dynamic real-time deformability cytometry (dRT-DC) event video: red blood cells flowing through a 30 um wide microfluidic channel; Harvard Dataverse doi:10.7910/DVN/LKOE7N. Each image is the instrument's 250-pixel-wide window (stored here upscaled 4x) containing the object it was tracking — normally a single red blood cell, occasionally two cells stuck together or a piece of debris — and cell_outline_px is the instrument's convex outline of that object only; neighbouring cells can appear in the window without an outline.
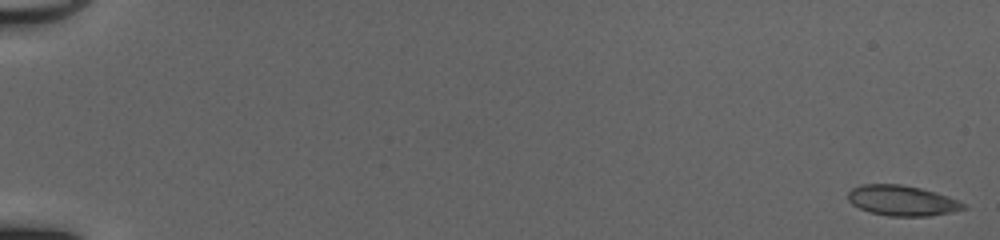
{"species": "common noctule bat (a hibernating species)", "species_latin": "Nyctalus noctula", "temperature_condition": "cold", "stored_images_in_passage": 52, "camera_frame_rate_fps": 3000, "um_per_image_px": 0.085, "animal": {"sex": "female", "body_mass_g": 20.0, "forearm_length_mm": 54.0}, "frame": {"image": 1, "passage_image": 1, "time_ms": 0.0, "image_size_px": [1000, 240], "cell_outline_px": [[968, 208], [952, 212], [928, 216], [888, 216], [868, 212], [852, 204], [848, 200], [848, 192], [852, 188], [860, 184], [900, 184], [920, 188], [936, 192], [948, 196], [964, 204]], "centroid_in_image_um": [76.65, 17.05], "position_along_channel_um": 8.3, "area_um2": 20.46}}
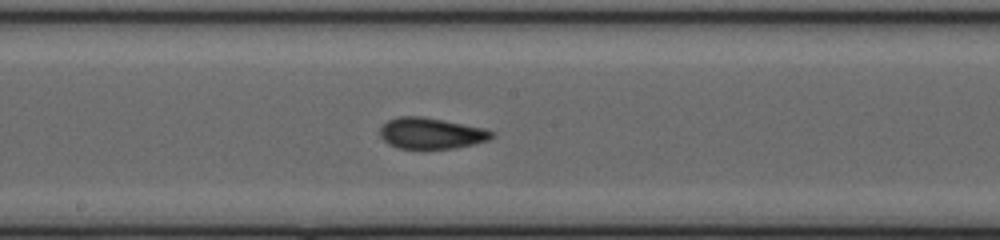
{"frame": {"image": 2, "passage_image": 30, "time_ms": 9.667, "image_size_px": [1000, 240], "cell_outline_px": [[496, 132], [488, 140], [456, 148], [396, 148], [388, 144], [380, 136], [380, 128], [388, 120], [400, 116], [424, 116], [484, 128]], "centroid_in_image_um": [36.63, 11.32], "position_along_channel_um": 211.6, "area_um2": 20.17}}
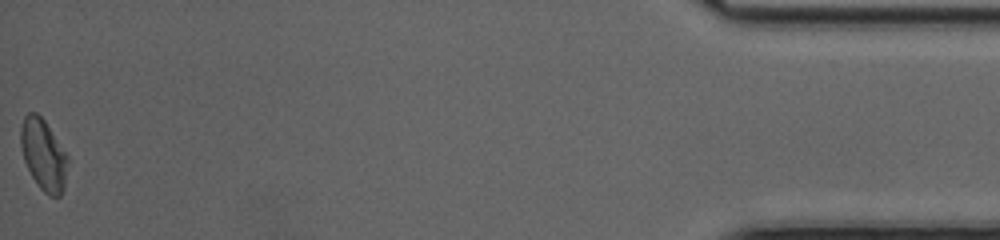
{"frame": {"image": 3, "passage_image": 52, "time_ms": 17.0, "image_size_px": [1000, 240], "cell_outline_px": [[68, 160], [64, 188], [60, 196], [48, 196], [40, 188], [32, 176], [24, 160], [20, 144], [20, 128], [24, 116], [28, 112], [36, 112], [44, 120], [68, 156]], "centroid_in_image_um": [3.68, 13.15], "position_along_channel_um": 431.5, "area_um2": 19.36}, "authors_computed_cell_mechanics": {"area_um2": 19.7676, "velocity_mm_per_s": 4.144, "shape_relaxation_time_tau1_ms": 7.6182, "shape_relaxation_time_tau2_ms": 1.8356, "deformation_change_tau1": 0.167, "deformation_change_tau2": 0.0656}}